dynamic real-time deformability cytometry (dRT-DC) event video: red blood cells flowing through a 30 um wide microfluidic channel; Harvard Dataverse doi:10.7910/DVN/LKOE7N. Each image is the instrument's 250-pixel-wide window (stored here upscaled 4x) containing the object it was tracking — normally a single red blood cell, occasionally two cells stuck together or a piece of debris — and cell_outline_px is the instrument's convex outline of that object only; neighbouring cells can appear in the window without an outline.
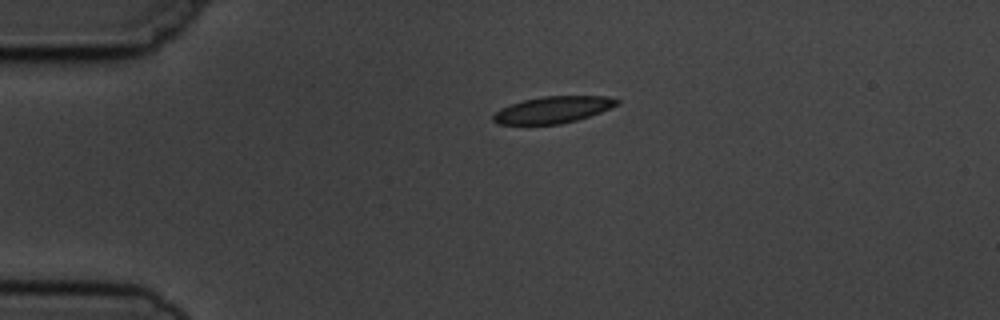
{"species": "common noctule bat (a hibernating species)", "species_latin": "Nyctalus noctula", "temperature_condition": "cold", "stored_images_in_passage": 2, "camera_frame_rate_fps": 3000, "um_per_image_px": 0.085, "animal": {"sex": "male", "body_mass_g": 19.5, "forearm_length_mm": 54.6}, "frame": {"image": 1, "passage_image": 1, "time_ms": 0.0, "image_size_px": [1000, 320], "cell_outline_px": [[620, 104], [600, 112], [576, 120], [560, 124], [496, 124], [492, 120], [492, 116], [500, 108], [524, 100], [544, 96], [608, 96], [620, 100]], "centroid_in_image_um": [47.01, 9.32], "position_along_channel_um": 38.0, "area_um2": 19.13}}